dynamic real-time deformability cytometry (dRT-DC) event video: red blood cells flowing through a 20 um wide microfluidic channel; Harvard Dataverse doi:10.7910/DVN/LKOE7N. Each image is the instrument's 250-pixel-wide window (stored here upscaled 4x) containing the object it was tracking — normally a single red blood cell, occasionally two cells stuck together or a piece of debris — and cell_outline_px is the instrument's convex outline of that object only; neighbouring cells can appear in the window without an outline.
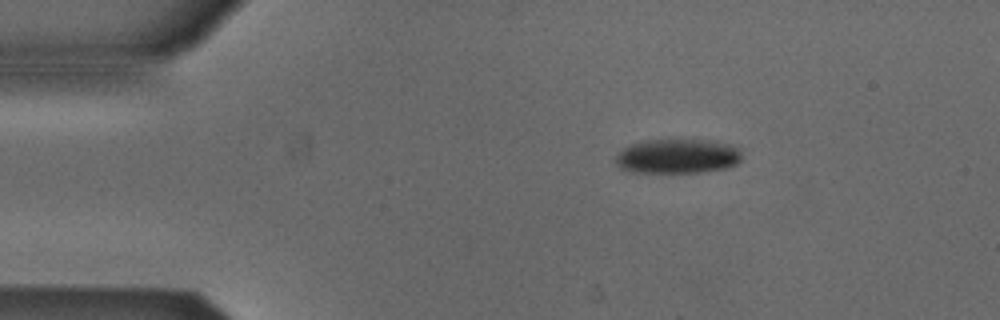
{"species": "Egyptian fruit bat (a non-hibernating species)", "species_latin": "Rousettus aegyptiacus", "temperature_condition": "cold", "stored_images_in_passage": 45, "camera_frame_rate_fps": 3000, "um_per_image_px": 0.085, "animal": {"sex": "male"}, "frame": {"image": 1, "passage_image": 1, "time_ms": 0.0, "image_size_px": [1000, 320], "cell_outline_px": [[740, 160], [736, 164], [724, 168], [696, 172], [632, 172], [620, 168], [616, 164], [616, 156], [624, 148], [640, 140], [680, 136], [692, 136], [716, 140], [732, 144], [740, 148]], "centroid_in_image_um": [57.62, 13.19], "position_along_channel_um": 27.4, "area_um2": 26.65}}
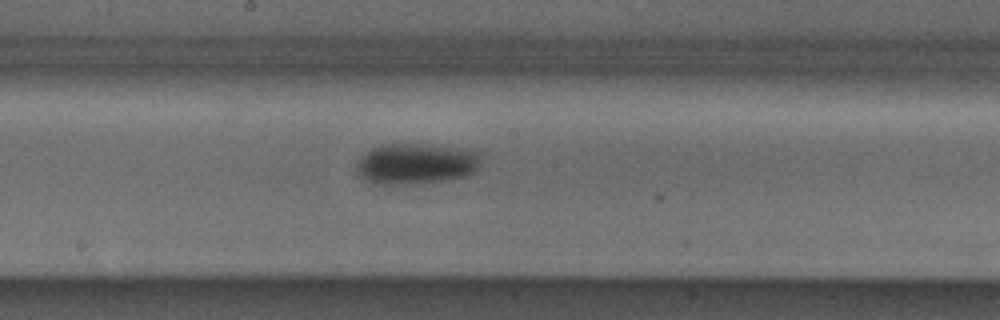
{"frame": {"image": 2, "passage_image": 20, "time_ms": 6.333, "image_size_px": [1000, 320], "cell_outline_px": [[484, 152], [480, 164], [476, 172], [464, 176], [444, 180], [404, 184], [380, 184], [368, 180], [360, 176], [356, 172], [356, 160], [360, 156], [372, 148], [384, 144], [432, 144]], "centroid_in_image_um": [35.39, 13.89], "position_along_channel_um": 212.8, "area_um2": 29.88}}
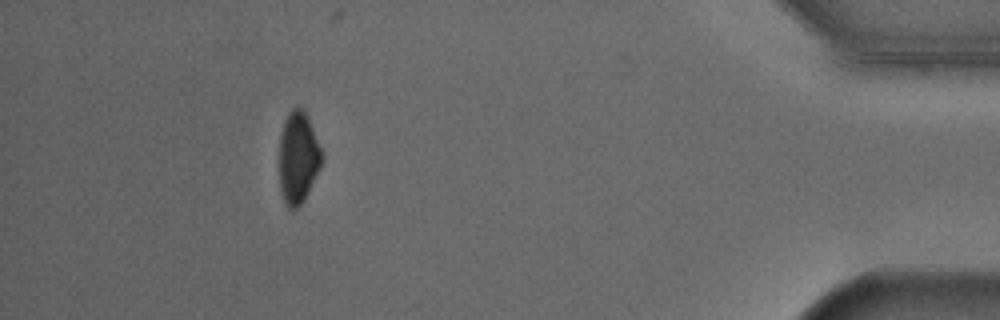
{"frame": {"image": 3, "passage_image": 40, "time_ms": 13.0, "image_size_px": [1000, 320], "cell_outline_px": [[324, 156], [320, 168], [304, 200], [296, 208], [288, 208], [284, 204], [280, 192], [280, 136], [284, 120], [288, 112], [292, 108], [304, 108], [308, 116]], "centroid_in_image_um": [25.34, 13.38], "position_along_channel_um": 409.9, "area_um2": 22.89}, "authors_computed_cell_mechanics": {"area_um2": 28.4376, "velocity_mm_per_s": 3.8611, "shape_relaxation_time_tau1_ms": 3.1816, "shape_relaxation_time_tau2_ms": null, "deformation_change_tau1": 0.0735, "deformation_change_tau2": null}}